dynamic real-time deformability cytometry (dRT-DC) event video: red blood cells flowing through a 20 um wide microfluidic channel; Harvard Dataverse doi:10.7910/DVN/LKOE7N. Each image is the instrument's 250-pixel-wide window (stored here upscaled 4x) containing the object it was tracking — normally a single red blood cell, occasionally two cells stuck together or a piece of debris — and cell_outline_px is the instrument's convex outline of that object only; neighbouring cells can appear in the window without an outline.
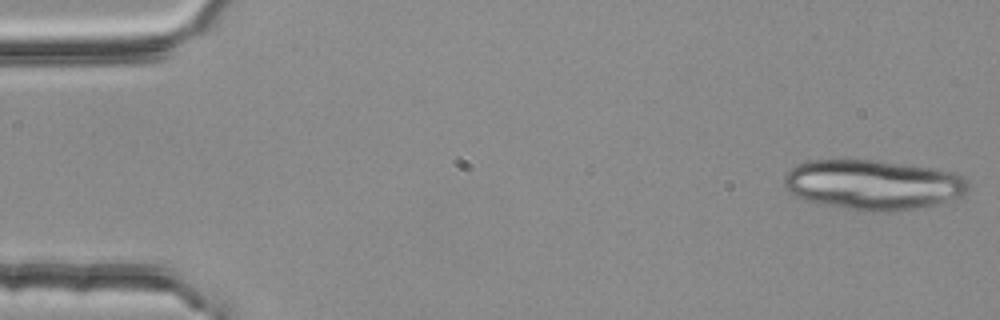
{"species": "common noctule bat (a hibernating species)", "species_latin": "Nyctalus noctula", "temperature_condition": "room temperature", "stored_images_in_passage": 14, "camera_frame_rate_fps": 3000, "um_per_image_px": 0.085, "animal": {"sex": "female", "body_mass_g": 25.1}, "frame": {"image": 1, "passage_image": 1, "time_ms": 0.0, "image_size_px": [1000, 320], "cell_outline_px": [[968, 188], [964, 192], [956, 196], [932, 204], [916, 208], [888, 212], [872, 212], [848, 208], [804, 200], [792, 196], [784, 188], [784, 176], [796, 164], [812, 160], [880, 160], [932, 168], [956, 172], [964, 176], [968, 180]], "centroid_in_image_um": [74.15, 15.68], "position_along_channel_um": 10.8, "area_um2": 53.35}}